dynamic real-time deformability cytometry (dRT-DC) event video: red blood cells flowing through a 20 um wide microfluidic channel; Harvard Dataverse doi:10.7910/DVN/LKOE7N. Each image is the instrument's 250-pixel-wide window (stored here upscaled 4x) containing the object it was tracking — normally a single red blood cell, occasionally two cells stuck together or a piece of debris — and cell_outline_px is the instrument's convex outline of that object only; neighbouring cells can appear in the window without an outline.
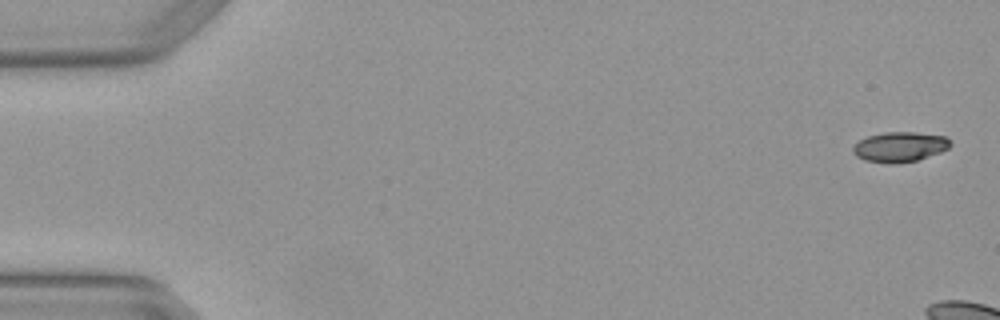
{"species": "Egyptian fruit bat (a non-hibernating species)", "species_latin": "Rousettus aegyptiacus", "temperature_condition": "warm", "stored_images_in_passage": 5, "camera_frame_rate_fps": 3000, "um_per_image_px": 0.085, "animal": {"sex": "female"}, "frame": {"image": 1, "passage_image": 1, "time_ms": 0.0, "image_size_px": [1000, 320], "cell_outline_px": [[952, 144], [948, 148], [940, 152], [916, 160], [892, 164], [888, 164], [864, 160], [856, 156], [852, 152], [852, 148], [860, 140], [868, 136], [884, 132], [916, 132], [944, 136]], "centroid_in_image_um": [76.45, 12.49], "position_along_channel_um": 8.5, "area_um2": 16.94}}
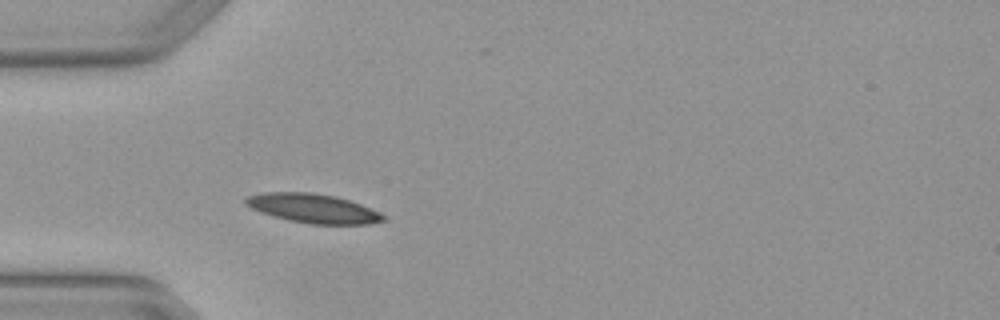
{"frame": {"image": 2, "passage_image": 5, "time_ms": 1.333, "image_size_px": [1000, 320], "cell_outline_px": [[384, 220], [368, 224], [308, 224], [288, 220], [272, 216], [260, 212], [244, 204], [244, 196], [264, 192], [312, 192], [336, 196], [360, 204], [380, 212], [384, 216]], "centroid_in_image_um": [26.55, 17.7], "position_along_channel_um": 58.4, "area_um2": 23.47}}